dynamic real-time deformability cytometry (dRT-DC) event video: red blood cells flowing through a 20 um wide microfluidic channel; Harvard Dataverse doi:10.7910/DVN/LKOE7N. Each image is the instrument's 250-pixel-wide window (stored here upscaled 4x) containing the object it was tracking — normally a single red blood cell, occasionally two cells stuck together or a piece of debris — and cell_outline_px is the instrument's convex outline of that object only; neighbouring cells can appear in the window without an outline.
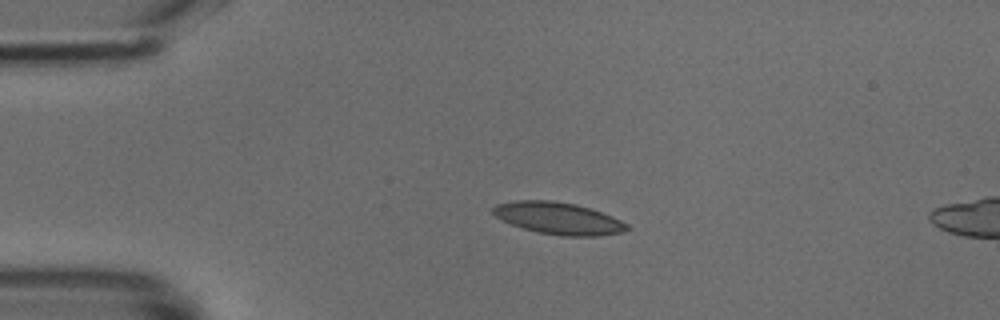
{"species": "common noctule bat (a hibernating species)", "species_latin": "Nyctalus noctula", "temperature_condition": "cold", "stored_images_in_passage": 5, "camera_frame_rate_fps": 3000, "um_per_image_px": 0.085, "animal": {"sex": "male", "body_mass_g": 18.8}, "frame": {"image": 1, "passage_image": 1, "time_ms": 0.0, "image_size_px": [1000, 320], "cell_outline_px": [[632, 228], [620, 232], [596, 236], [560, 236], [536, 232], [512, 224], [496, 216], [492, 212], [492, 208], [496, 204], [516, 200], [552, 200], [576, 204], [612, 216], [628, 224]], "centroid_in_image_um": [47.46, 18.55], "position_along_channel_um": 37.5, "area_um2": 24.85}}